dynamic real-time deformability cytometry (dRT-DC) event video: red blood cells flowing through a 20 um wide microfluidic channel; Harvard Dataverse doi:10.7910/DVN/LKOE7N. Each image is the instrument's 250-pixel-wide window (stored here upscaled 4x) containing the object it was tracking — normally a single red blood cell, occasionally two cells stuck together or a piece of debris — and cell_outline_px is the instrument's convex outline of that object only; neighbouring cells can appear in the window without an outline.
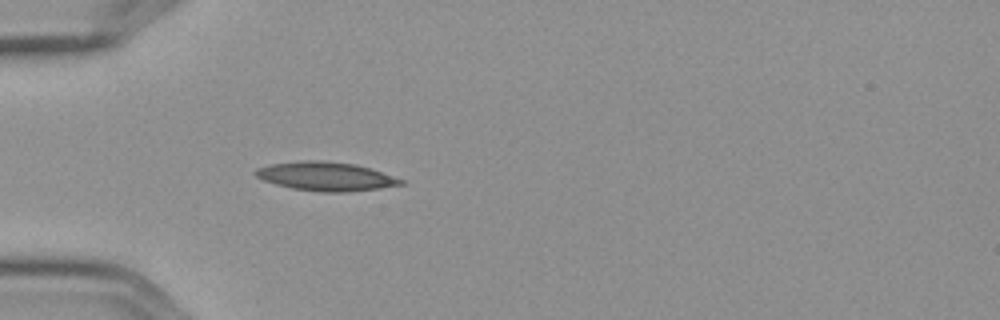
{"species": "Egyptian fruit bat (a non-hibernating species)", "species_latin": "Rousettus aegyptiacus", "temperature_condition": "cold", "stored_images_in_passage": 5, "camera_frame_rate_fps": 3000, "um_per_image_px": 0.085, "frame": {"image": 1, "passage_image": 5, "time_ms": 1.333, "image_size_px": [1000, 320], "cell_outline_px": [[404, 184], [380, 188], [348, 192], [320, 192], [292, 188], [276, 184], [264, 180], [256, 176], [252, 172], [256, 168], [272, 164], [304, 160], [316, 160], [356, 164], [404, 180]], "centroid_in_image_um": [27.67, 14.99], "position_along_channel_um": 57.3, "area_um2": 24.16}}